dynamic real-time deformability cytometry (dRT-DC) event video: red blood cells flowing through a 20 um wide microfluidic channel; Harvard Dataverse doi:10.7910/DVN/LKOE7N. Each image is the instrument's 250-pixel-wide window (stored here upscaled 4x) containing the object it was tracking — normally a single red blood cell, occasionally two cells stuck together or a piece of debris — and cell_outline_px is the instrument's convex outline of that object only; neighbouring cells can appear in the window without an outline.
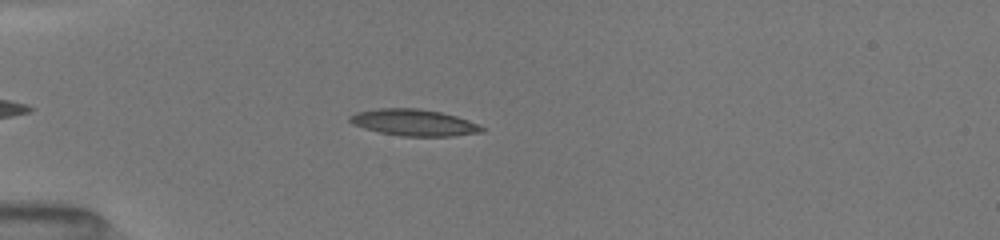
{"species": "common noctule bat (a hibernating species)", "species_latin": "Nyctalus noctula", "temperature_condition": "room temperature", "stored_images_in_passage": 6, "camera_frame_rate_fps": 3000, "um_per_image_px": 0.085, "animal": {"sex": "female", "body_mass_g": 19.5, "forearm_length_mm": 54.1}, "frame": {"image": 1, "passage_image": 3, "time_ms": 1.667, "image_size_px": [1000, 240], "cell_outline_px": [[484, 132], [452, 136], [400, 136], [380, 132], [364, 128], [352, 124], [348, 120], [348, 116], [356, 112], [376, 108], [420, 108], [440, 112], [456, 116], [468, 120], [484, 128]], "centroid_in_image_um": [35.14, 10.41], "position_along_channel_um": 49.9, "area_um2": 20.46}}
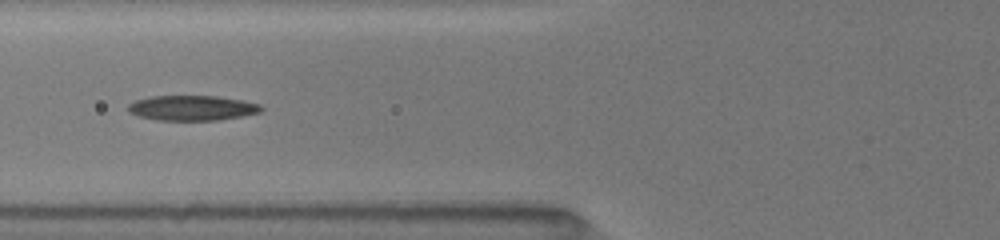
{"frame": {"image": 2, "passage_image": 5, "time_ms": 3.667, "image_size_px": [1000, 240], "cell_outline_px": [[264, 108], [260, 112], [240, 116], [216, 120], [156, 120], [140, 116], [128, 112], [128, 104], [136, 100], [152, 96], [216, 96], [240, 100], [260, 104]], "centroid_in_image_um": [16.31, 9.17], "position_along_channel_um": 109.5, "area_um2": 19.25}}